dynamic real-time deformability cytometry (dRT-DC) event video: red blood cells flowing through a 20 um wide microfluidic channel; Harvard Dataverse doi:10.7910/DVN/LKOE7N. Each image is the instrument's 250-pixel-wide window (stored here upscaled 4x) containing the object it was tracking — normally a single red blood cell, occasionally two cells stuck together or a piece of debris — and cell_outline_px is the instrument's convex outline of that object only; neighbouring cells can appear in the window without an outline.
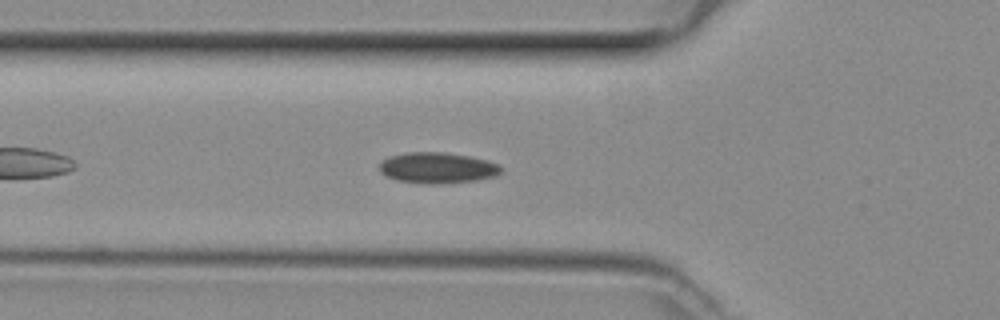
{"species": "common noctule bat (a hibernating species)", "species_latin": "Nyctalus noctula", "temperature_condition": "room temperature", "stored_images_in_passage": 39, "camera_frame_rate_fps": 3000, "um_per_image_px": 0.085, "animal": {"sex": "female", "body_mass_g": 29.2, "forearm_length_mm": 56.3}, "frame": {"image": 1, "passage_image": 6, "time_ms": 1.667, "image_size_px": [1000, 320], "cell_outline_px": [[500, 172], [496, 176], [476, 180], [440, 184], [428, 184], [396, 180], [380, 172], [380, 160], [388, 156], [404, 152], [444, 152], [472, 156], [500, 164]], "centroid_in_image_um": [37.16, 14.25], "position_along_channel_um": 88.6, "area_um2": 22.08}}
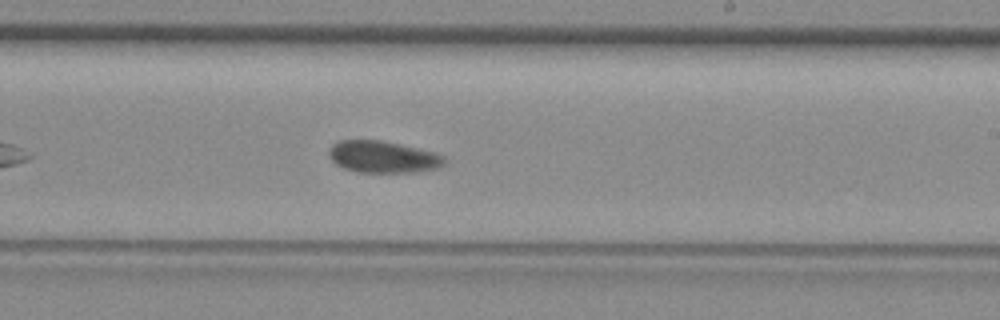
{"frame": {"image": 2, "passage_image": 18, "time_ms": 5.667, "image_size_px": [1000, 320], "cell_outline_px": [[448, 160], [440, 168], [416, 172], [356, 172], [344, 168], [336, 164], [328, 156], [328, 148], [332, 144], [340, 140], [380, 140], [400, 144], [436, 152], [444, 156]], "centroid_in_image_um": [32.57, 13.33], "position_along_channel_um": 256.4, "area_um2": 21.73}}
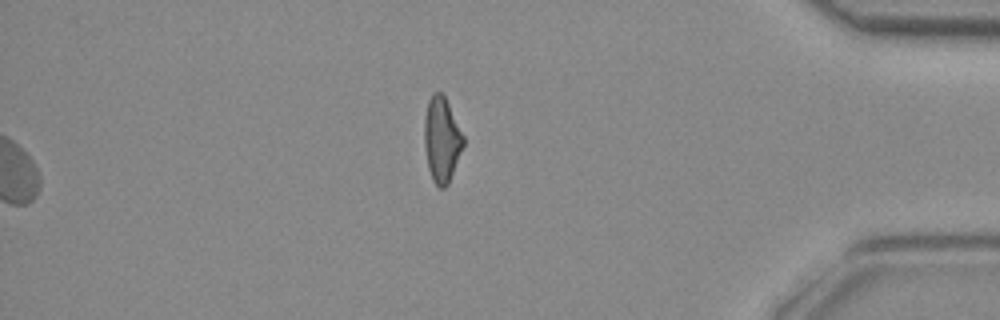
{"frame": {"image": 3, "passage_image": 39, "time_ms": 12.667, "image_size_px": [1000, 320], "cell_outline_px": [[464, 144], [448, 184], [444, 188], [440, 188], [432, 180], [428, 168], [424, 144], [424, 116], [428, 100], [432, 92], [440, 92], [444, 96], [464, 136]], "centroid_in_image_um": [37.52, 11.86], "position_along_channel_um": 397.7, "area_um2": 19.25}}